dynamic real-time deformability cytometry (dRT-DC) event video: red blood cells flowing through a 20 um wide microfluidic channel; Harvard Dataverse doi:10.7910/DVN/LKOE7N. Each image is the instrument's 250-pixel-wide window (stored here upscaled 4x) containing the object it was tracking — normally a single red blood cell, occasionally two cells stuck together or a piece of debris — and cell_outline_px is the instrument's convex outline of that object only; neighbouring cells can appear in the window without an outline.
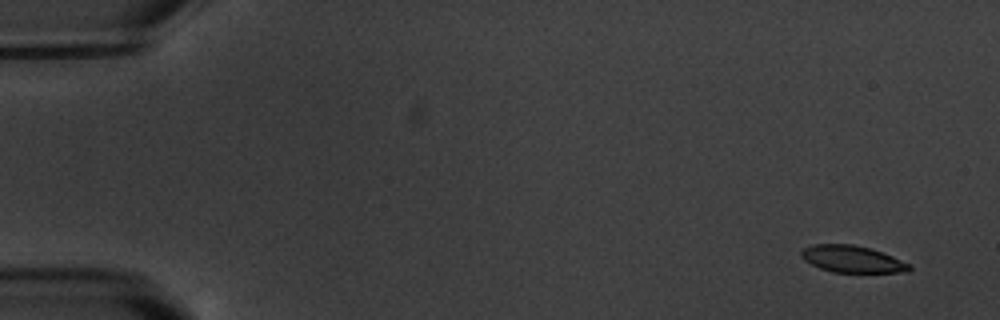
{"species": "common noctule bat (a hibernating species)", "species_latin": "Nyctalus noctula", "temperature_condition": "warm", "stored_images_in_passage": 17, "camera_frame_rate_fps": 3000, "um_per_image_px": 0.085, "animal": {"sex": "male", "body_mass_g": 20.1, "forearm_length_mm": 53.5}, "frame": {"image": 1, "passage_image": 1, "time_ms": 0.0, "image_size_px": [1000, 320], "cell_outline_px": [[912, 268], [908, 272], [832, 272], [820, 268], [804, 260], [800, 256], [800, 252], [804, 248], [812, 244], [852, 244], [868, 248], [892, 256], [912, 264]], "centroid_in_image_um": [72.43, 22.02], "position_along_channel_um": 12.6, "area_um2": 16.88}}
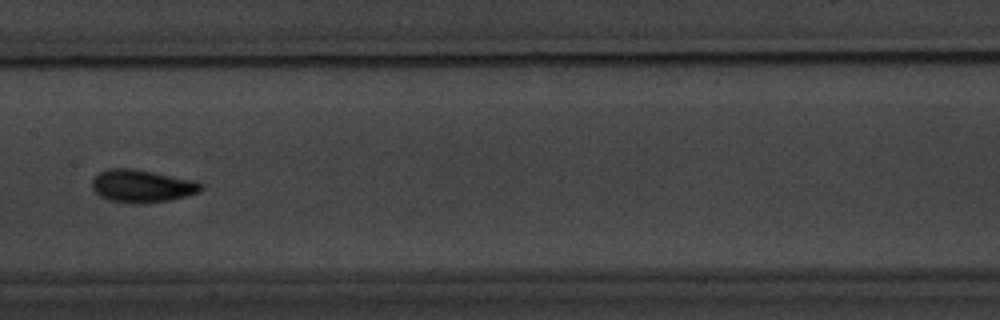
{"frame": {"image": 2, "passage_image": 9, "time_ms": 9.0, "image_size_px": [1000, 320], "cell_outline_px": [[204, 188], [200, 192], [172, 200], [144, 204], [136, 204], [108, 200], [100, 196], [92, 188], [92, 180], [100, 172], [108, 168], [132, 168], [196, 180], [204, 184]], "centroid_in_image_um": [12.11, 15.82], "position_along_channel_um": 195.3, "area_um2": 21.1}}
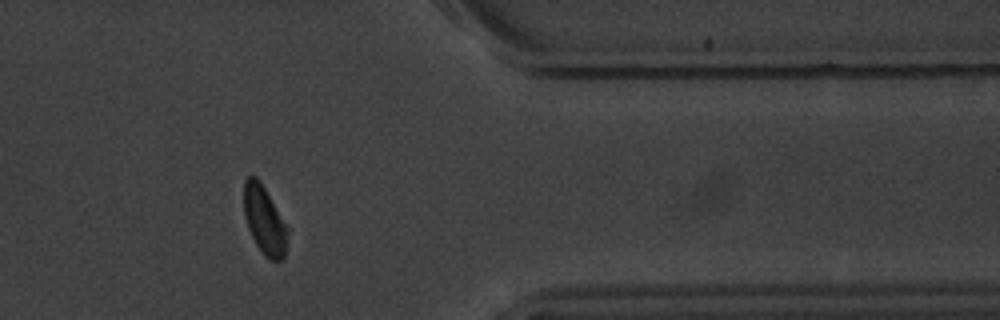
{"frame": {"image": 3, "passage_image": 14, "time_ms": 15.0, "image_size_px": [1000, 320], "cell_outline_px": [[288, 232], [284, 260], [268, 260], [264, 256], [256, 244], [248, 228], [244, 216], [244, 180], [248, 176], [256, 176], [260, 180], [288, 228]], "centroid_in_image_um": [22.47, 18.73], "position_along_channel_um": 388.9, "area_um2": 17.4}, "authors_computed_cell_mechanics": {"area_um2": 18.6694, "velocity_mm_per_s": 3.4961, "shape_relaxation_time_tau1_ms": 2.2116, "shape_relaxation_time_tau2_ms": 1.4766, "deformation_change_tau1": 0.1322, "deformation_change_tau2": 0.0604}}